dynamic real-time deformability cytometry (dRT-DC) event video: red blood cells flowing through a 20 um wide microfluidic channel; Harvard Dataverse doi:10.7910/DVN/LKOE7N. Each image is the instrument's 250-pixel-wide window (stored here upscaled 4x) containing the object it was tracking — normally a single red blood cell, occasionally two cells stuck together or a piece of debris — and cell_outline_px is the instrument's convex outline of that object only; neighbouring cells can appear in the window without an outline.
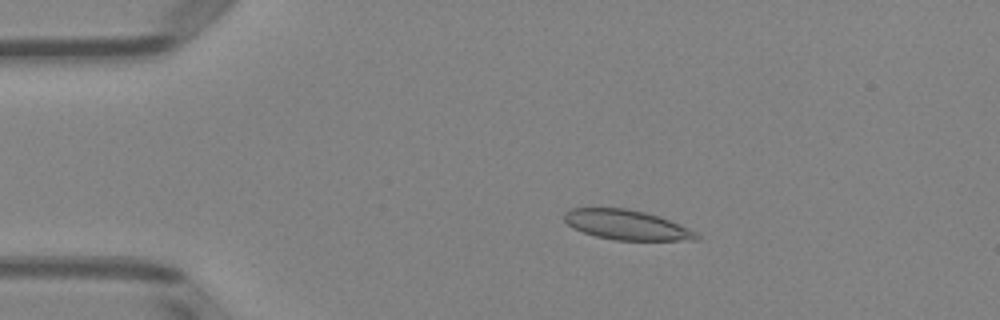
{"species": "Egyptian fruit bat (a non-hibernating species)", "species_latin": "Rousettus aegyptiacus", "temperature_condition": "room temperature", "stored_images_in_passage": 51, "camera_frame_rate_fps": 3000, "um_per_image_px": 0.085, "animal": {"sex": "female"}, "frame": {"image": 1, "passage_image": 10, "time_ms": 3.0, "image_size_px": [1000, 320], "cell_outline_px": [[700, 240], [616, 240], [596, 236], [572, 228], [564, 220], [564, 212], [572, 208], [624, 208], [644, 212], [668, 220], [688, 228], [696, 232], [700, 236]], "centroid_in_image_um": [53.24, 19.12], "position_along_channel_um": 31.8, "area_um2": 22.72}}
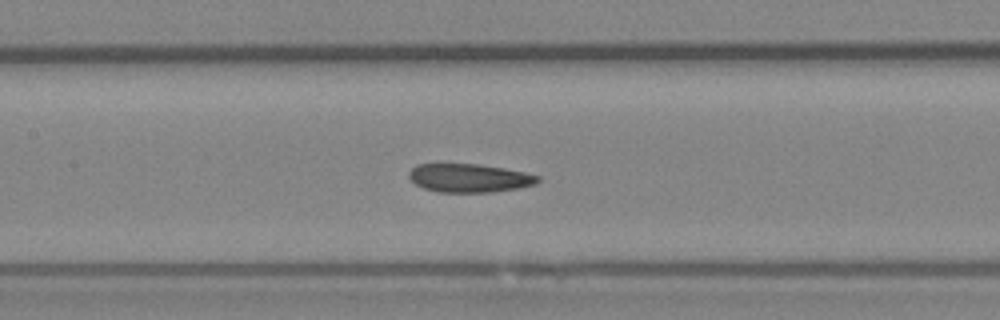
{"frame": {"image": 2, "passage_image": 24, "time_ms": 7.667, "image_size_px": [1000, 320], "cell_outline_px": [[540, 180], [536, 184], [516, 188], [492, 192], [440, 192], [424, 188], [416, 184], [408, 176], [408, 172], [416, 164], [476, 164], [504, 168], [524, 172], [540, 176]], "centroid_in_image_um": [39.89, 15.13], "position_along_channel_um": 167.5, "area_um2": 21.27}}
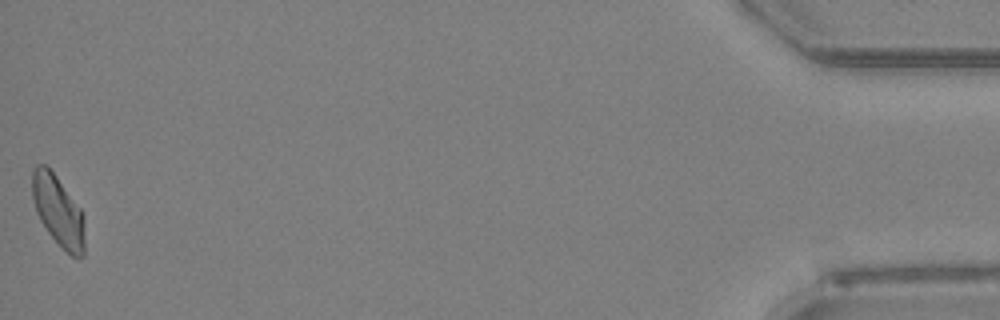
{"frame": {"image": 3, "passage_image": 51, "time_ms": 16.667, "image_size_px": [1000, 320], "cell_outline_px": [[84, 256], [72, 256], [48, 232], [40, 220], [36, 212], [32, 196], [32, 168], [36, 164], [44, 164], [56, 176], [80, 208], [84, 216]], "centroid_in_image_um": [4.93, 17.89], "position_along_channel_um": 430.3, "area_um2": 21.27}, "authors_computed_cell_mechanics": {"area_um2": 22.3686, "velocity_mm_per_s": 3.9777, "shape_relaxation_time_tau1_ms": 7.3522, "shape_relaxation_time_tau2_ms": 2.9699, "deformation_change_tau1": 0.1519, "deformation_change_tau2": 0.0862}}